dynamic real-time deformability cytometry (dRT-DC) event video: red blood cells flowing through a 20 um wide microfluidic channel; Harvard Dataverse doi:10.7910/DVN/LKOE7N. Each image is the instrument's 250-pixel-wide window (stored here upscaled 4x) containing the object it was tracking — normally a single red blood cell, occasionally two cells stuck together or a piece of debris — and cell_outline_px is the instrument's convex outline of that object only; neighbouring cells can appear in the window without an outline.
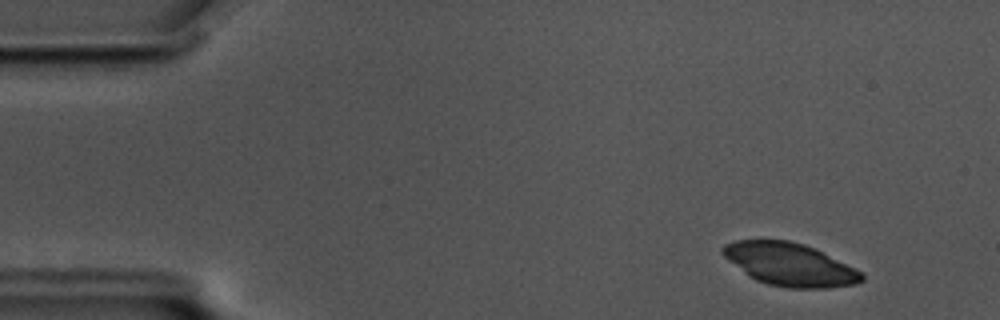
{"species": "common noctule bat (a hibernating species)", "species_latin": "Nyctalus noctula", "temperature_condition": "cold", "stored_images_in_passage": 57, "camera_frame_rate_fps": 3000, "um_per_image_px": 0.085, "animal": {"sex": "male", "body_mass_g": 17.5, "forearm_length_mm": 52.3}, "frame": {"image": 1, "passage_image": 5, "time_ms": 1.333, "image_size_px": [1000, 320], "cell_outline_px": [[864, 280], [856, 284], [824, 288], [788, 288], [768, 284], [756, 280], [748, 276], [728, 260], [720, 252], [720, 248], [724, 244], [736, 240], [788, 240], [804, 244], [864, 272]], "centroid_in_image_um": [67.11, 22.48], "position_along_channel_um": 17.9, "area_um2": 34.62}}